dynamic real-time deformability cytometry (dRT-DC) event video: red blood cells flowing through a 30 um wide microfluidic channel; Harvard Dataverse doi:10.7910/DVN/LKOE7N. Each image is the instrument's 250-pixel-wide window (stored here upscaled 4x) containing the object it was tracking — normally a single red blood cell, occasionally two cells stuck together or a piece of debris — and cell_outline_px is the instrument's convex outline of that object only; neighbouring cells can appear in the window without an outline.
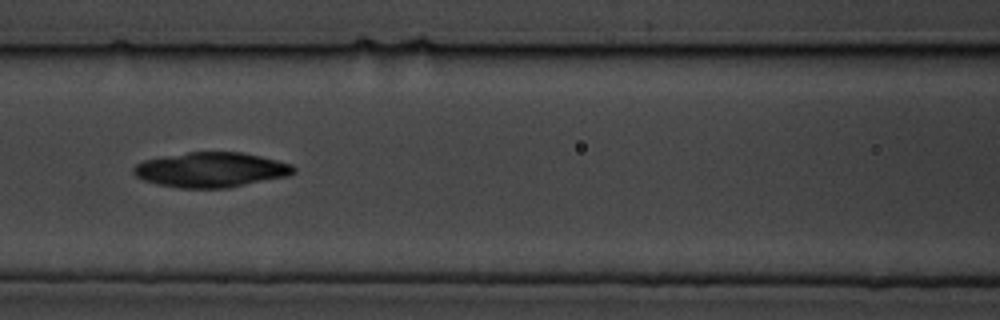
{"species": "common noctule bat (a hibernating species)", "species_latin": "Nyctalus noctula", "temperature_condition": "cold", "stored_images_in_passage": 6, "camera_frame_rate_fps": 3000, "um_per_image_px": 0.085, "animal": {"sex": "male", "body_mass_g": 19.5, "forearm_length_mm": 54.6}, "frame": {"image": 1, "passage_image": 3, "time_ms": 0.667, "image_size_px": [1000, 320], "cell_outline_px": [[296, 172], [288, 176], [228, 188], [180, 188], [160, 184], [144, 180], [136, 176], [132, 172], [132, 168], [136, 164], [144, 160], [164, 156], [188, 152], [244, 152], [292, 164], [296, 168]], "centroid_in_image_um": [17.96, 14.43], "position_along_channel_um": 148.6, "area_um2": 32.6}}
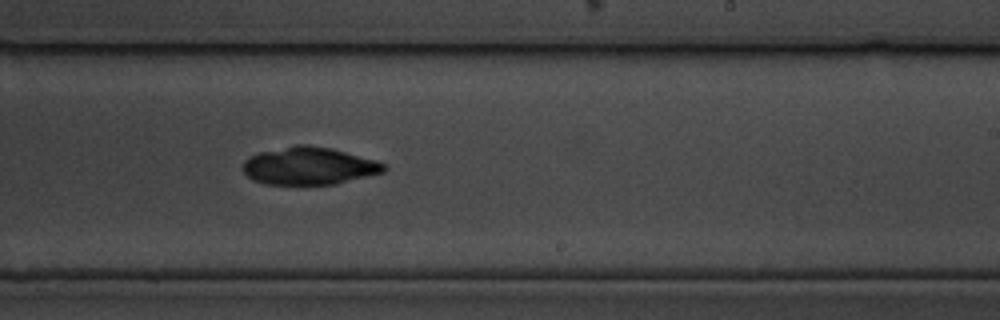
{"frame": {"image": 2, "passage_image": 6, "time_ms": 1.667, "image_size_px": [1000, 320], "cell_outline_px": [[388, 168], [384, 172], [336, 184], [264, 184], [252, 180], [244, 172], [244, 160], [248, 156], [260, 152], [296, 144], [308, 144], [332, 148], [376, 160], [388, 164]], "centroid_in_image_um": [26.29, 14.09], "position_along_channel_um": 262.7, "area_um2": 31.1}}